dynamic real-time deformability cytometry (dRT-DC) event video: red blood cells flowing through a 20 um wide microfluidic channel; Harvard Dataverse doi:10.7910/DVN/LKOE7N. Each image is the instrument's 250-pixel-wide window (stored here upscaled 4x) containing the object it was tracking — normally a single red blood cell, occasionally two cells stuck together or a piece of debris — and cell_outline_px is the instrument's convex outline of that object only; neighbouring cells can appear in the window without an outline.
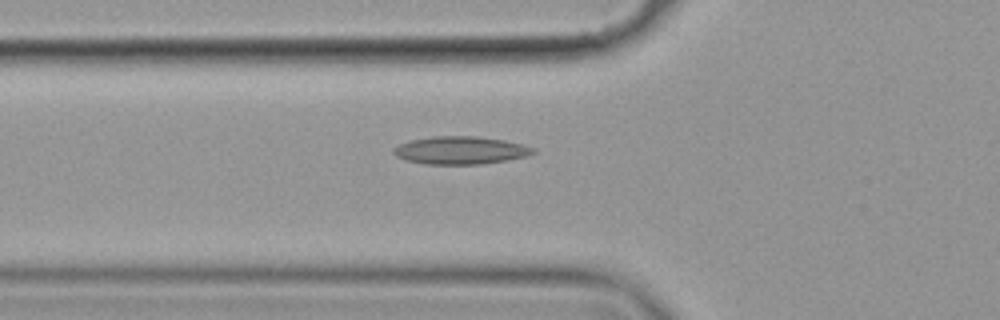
{"species": "common noctule bat (a hibernating species)", "species_latin": "Nyctalus noctula", "temperature_condition": "cold", "stored_images_in_passage": 39, "camera_frame_rate_fps": 3000, "um_per_image_px": 0.085, "animal": {"sex": "female", "body_mass_g": 19.9}, "frame": {"image": 1, "passage_image": 3, "time_ms": 0.667, "image_size_px": [1000, 320], "cell_outline_px": [[536, 152], [524, 156], [508, 160], [480, 164], [424, 164], [404, 160], [396, 156], [392, 152], [392, 148], [400, 144], [412, 140], [432, 136], [476, 136], [504, 140], [536, 148]], "centroid_in_image_um": [39.11, 12.78], "position_along_channel_um": 86.7, "area_um2": 22.6}}
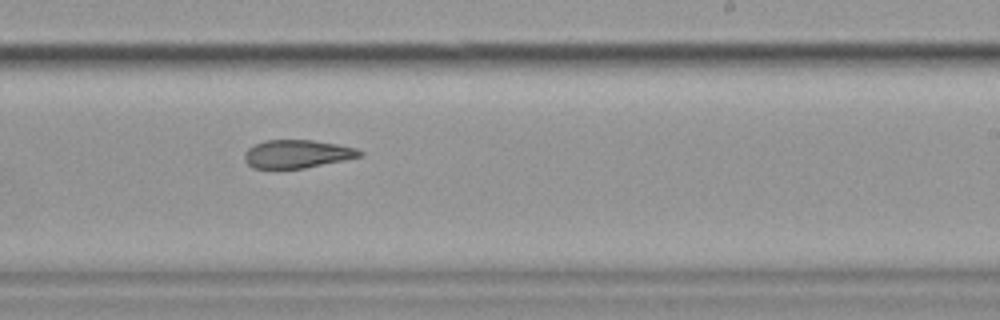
{"frame": {"image": 2, "passage_image": 18, "time_ms": 5.667, "image_size_px": [1000, 320], "cell_outline_px": [[364, 156], [304, 168], [252, 168], [244, 160], [244, 152], [252, 144], [264, 140], [312, 140], [336, 144], [356, 148], [364, 152]], "centroid_in_image_um": [25.24, 13.08], "position_along_channel_um": 263.8, "area_um2": 19.02}}
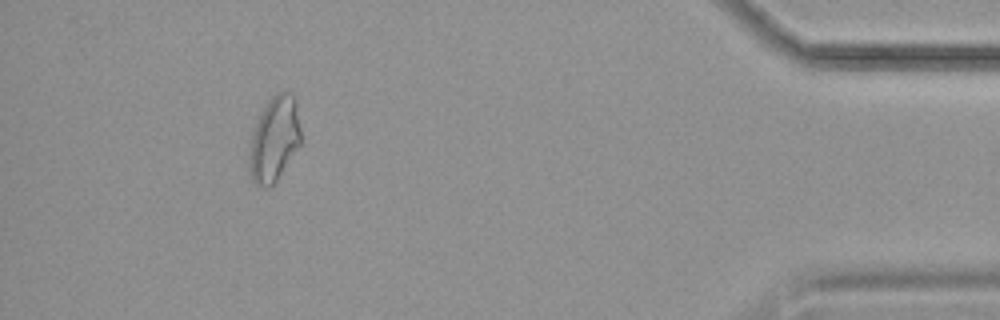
{"frame": {"image": 3, "passage_image": 35, "time_ms": 11.333, "image_size_px": [1000, 320], "cell_outline_px": [[300, 144], [276, 180], [268, 188], [264, 188], [256, 184], [252, 180], [248, 172], [248, 160], [252, 136], [260, 112], [268, 100], [276, 92], [284, 88], [292, 92], [296, 100], [300, 128]], "centroid_in_image_um": [23.31, 11.78], "position_along_channel_um": 411.9, "area_um2": 25.66}, "authors_computed_cell_mechanics": {"area_um2": 20.9236, "velocity_mm_per_s": 3.5366, "shape_relaxation_time_tau1_ms": null, "shape_relaxation_time_tau2_ms": 4.4494, "deformation_change_tau1": null, "deformation_change_tau2": 0.1104}}